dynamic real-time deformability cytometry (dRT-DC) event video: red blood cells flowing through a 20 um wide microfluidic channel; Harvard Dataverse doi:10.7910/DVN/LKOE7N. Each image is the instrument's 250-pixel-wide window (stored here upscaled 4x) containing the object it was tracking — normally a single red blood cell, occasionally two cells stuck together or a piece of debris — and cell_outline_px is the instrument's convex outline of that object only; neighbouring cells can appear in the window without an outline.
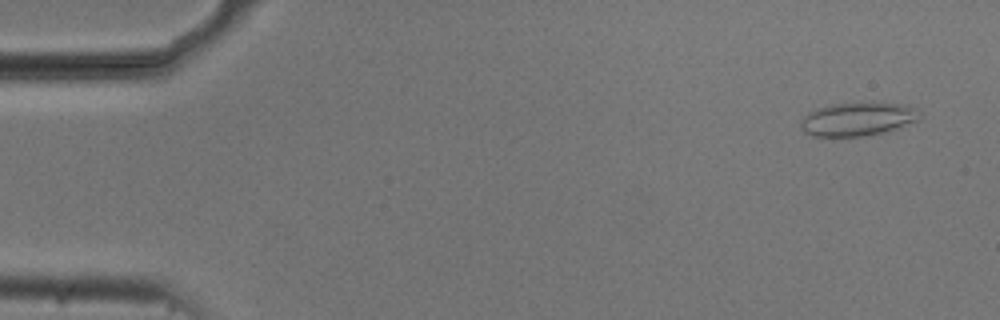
{"species": "common noctule bat (a hibernating species)", "species_latin": "Nyctalus noctula", "temperature_condition": "cold", "stored_images_in_passage": 52, "camera_frame_rate_fps": 3000, "um_per_image_px": 0.085, "animal": {"sex": "male", "body_mass_g": 20.5, "forearm_length_mm": 52.5}, "frame": {"image": 1, "passage_image": 3, "time_ms": 0.667, "image_size_px": [1000, 320], "cell_outline_px": [[924, 116], [916, 120], [884, 132], [864, 136], [812, 136], [804, 132], [800, 128], [800, 124], [804, 116], [808, 112], [816, 108], [832, 104], [872, 100], [900, 104], [916, 108]], "centroid_in_image_um": [72.89, 10.08], "position_along_channel_um": 12.1, "area_um2": 23.7}}
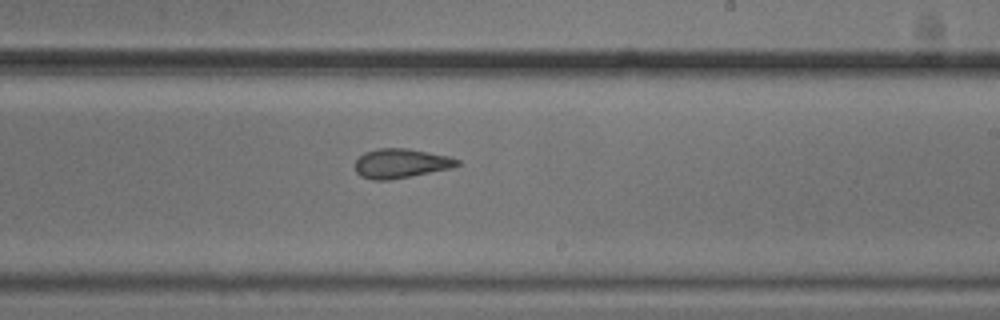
{"frame": {"image": 2, "passage_image": 32, "time_ms": 10.333, "image_size_px": [1000, 320], "cell_outline_px": [[460, 164], [452, 168], [388, 180], [372, 180], [360, 176], [356, 172], [356, 160], [364, 152], [380, 148], [408, 148], [448, 156], [460, 160]], "centroid_in_image_um": [34.07, 13.88], "position_along_channel_um": 254.9, "area_um2": 17.4}}
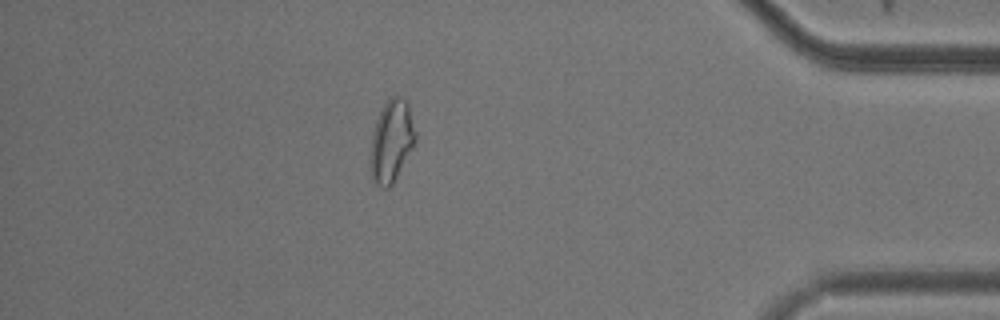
{"frame": {"image": 3, "passage_image": 47, "time_ms": 15.333, "image_size_px": [1000, 320], "cell_outline_px": [[416, 140], [412, 148], [392, 184], [388, 188], [384, 188], [376, 184], [372, 176], [368, 160], [372, 132], [376, 120], [384, 104], [396, 92], [408, 104], [416, 132]], "centroid_in_image_um": [33.25, 11.98], "position_along_channel_um": 402.0, "area_um2": 21.62}, "authors_computed_cell_mechanics": {"area_um2": 19.7387, "velocity_mm_per_s": 3.731, "shape_relaxation_time_tau1_ms": 9.0741, "shape_relaxation_time_tau2_ms": 1.7992, "deformation_change_tau1": 0.1813, "deformation_change_tau2": 0.0768}}